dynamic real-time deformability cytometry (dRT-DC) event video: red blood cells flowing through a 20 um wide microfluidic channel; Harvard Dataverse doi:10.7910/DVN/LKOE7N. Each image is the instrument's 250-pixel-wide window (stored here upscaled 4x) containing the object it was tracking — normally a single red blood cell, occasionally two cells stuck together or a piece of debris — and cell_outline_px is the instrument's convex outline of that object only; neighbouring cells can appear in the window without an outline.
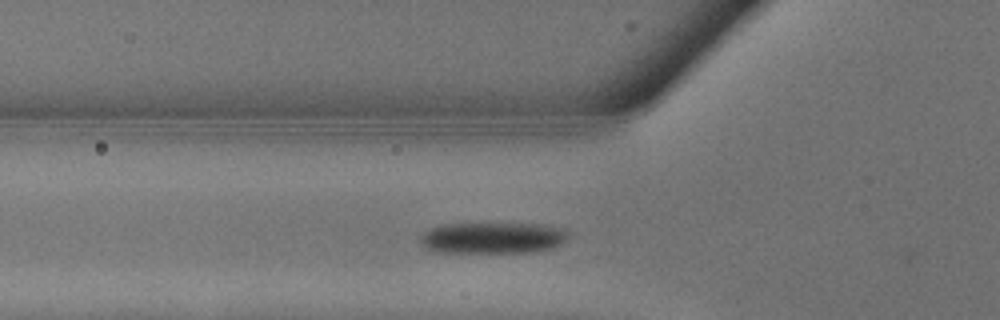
{"species": "common noctule bat (a hibernating species)", "species_latin": "Nyctalus noctula", "temperature_condition": "warm", "stored_images_in_passage": 7, "camera_frame_rate_fps": 3000, "um_per_image_px": 0.085, "animal": {"sex": "male", "body_mass_g": 13.3}, "frame": {"image": 1, "passage_image": 5, "time_ms": 1.333, "image_size_px": [1000, 320], "cell_outline_px": [[568, 236], [560, 244], [552, 248], [536, 252], [432, 252], [424, 248], [420, 240], [424, 232], [432, 228], [444, 224], [540, 224], [564, 228], [568, 232]], "centroid_in_image_um": [41.88, 20.23], "position_along_channel_um": 83.9, "area_um2": 26.93}}
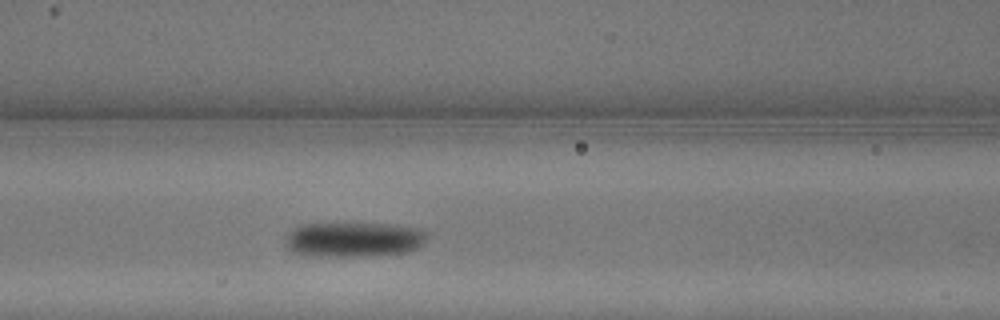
{"frame": {"image": 2, "passage_image": 7, "time_ms": 2.0, "image_size_px": [1000, 320], "cell_outline_px": [[428, 232], [424, 244], [408, 252], [372, 256], [308, 256], [292, 252], [284, 244], [284, 240], [288, 232], [304, 224], [388, 224], [420, 228]], "centroid_in_image_um": [30.07, 20.37], "position_along_channel_um": 136.5, "area_um2": 29.02}}